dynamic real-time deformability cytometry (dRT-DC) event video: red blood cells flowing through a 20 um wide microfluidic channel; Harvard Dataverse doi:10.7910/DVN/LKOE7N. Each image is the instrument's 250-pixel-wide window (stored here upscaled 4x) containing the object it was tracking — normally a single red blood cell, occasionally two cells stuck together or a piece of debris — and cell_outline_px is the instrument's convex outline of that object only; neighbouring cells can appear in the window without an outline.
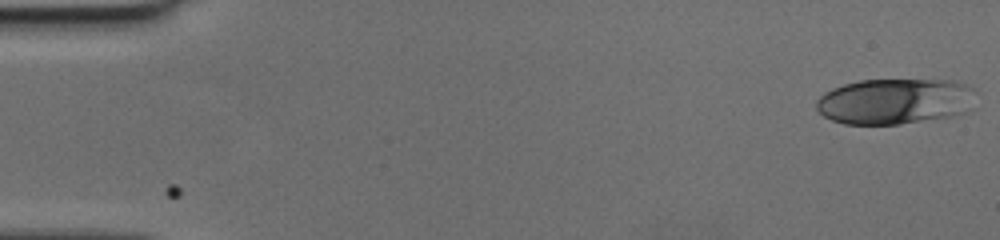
{"species": "human", "species_latin": "Homo sapiens", "temperature_condition": "cold", "stored_images_in_passage": 50, "camera_frame_rate_fps": 3000, "um_per_image_px": 0.085, "donor": {"sex": "female"}, "frame": {"image": 1, "passage_image": 1, "time_ms": 0.0, "image_size_px": [1000, 240], "cell_outline_px": [[976, 92], [964, 112], [952, 116], [900, 124], [844, 124], [832, 120], [824, 116], [816, 108], [816, 100], [824, 92], [832, 88], [844, 84], [860, 80], [952, 80], [964, 84], [972, 88]], "centroid_in_image_um": [76.01, 8.61], "position_along_channel_um": 9.0, "area_um2": 42.31}}
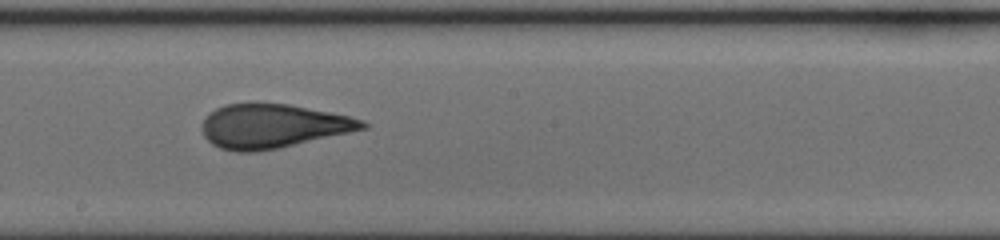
{"frame": {"image": 2, "passage_image": 28, "time_ms": 9.0, "image_size_px": [1000, 240], "cell_outline_px": [[368, 128], [280, 148], [256, 152], [236, 152], [220, 148], [212, 144], [204, 136], [204, 120], [216, 108], [224, 104], [248, 100], [252, 100], [288, 104], [348, 116], [364, 120], [368, 124]], "centroid_in_image_um": [23.18, 10.69], "position_along_channel_um": 225.0, "area_um2": 41.62}}
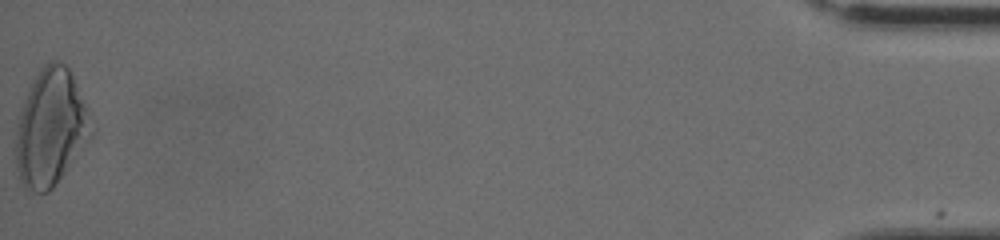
{"frame": {"image": 3, "passage_image": 50, "time_ms": 16.333, "image_size_px": [1000, 240], "cell_outline_px": [[96, 128], [92, 136], [52, 188], [48, 192], [36, 192], [24, 188], [20, 180], [16, 168], [12, 152], [16, 120], [32, 80], [40, 68], [44, 64], [52, 60], [56, 60], [64, 64], [68, 68], [72, 76]], "centroid_in_image_um": [4.26, 10.88], "position_along_channel_um": 430.9, "area_um2": 51.96}}